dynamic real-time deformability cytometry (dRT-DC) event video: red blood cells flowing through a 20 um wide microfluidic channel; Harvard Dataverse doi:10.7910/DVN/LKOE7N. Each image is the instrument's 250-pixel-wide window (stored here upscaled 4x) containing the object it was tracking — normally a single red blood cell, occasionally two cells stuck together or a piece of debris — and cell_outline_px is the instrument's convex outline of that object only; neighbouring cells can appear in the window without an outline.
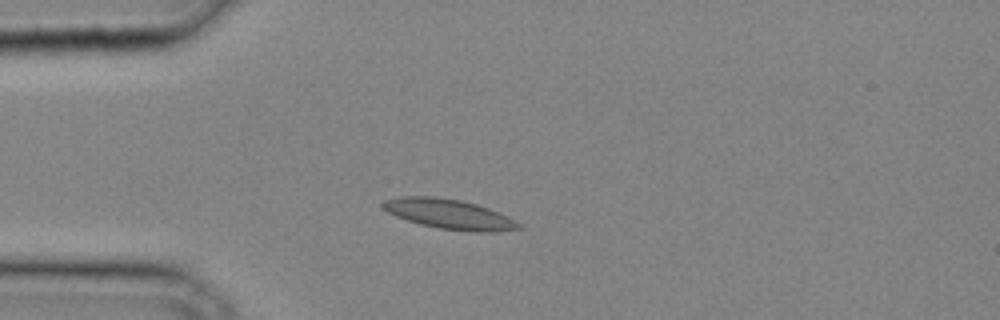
{"species": "common noctule bat (a hibernating species)", "species_latin": "Nyctalus noctula", "temperature_condition": "cold", "stored_images_in_passage": 33, "camera_frame_rate_fps": 3000, "um_per_image_px": 0.085, "animal": {"sex": "male", "body_mass_g": 20.4}, "frame": {"image": 1, "passage_image": 8, "time_ms": 2.333, "image_size_px": [1000, 320], "cell_outline_px": [[520, 228], [496, 232], [476, 232], [440, 228], [420, 224], [396, 216], [388, 212], [380, 204], [384, 200], [400, 196], [436, 196], [460, 200], [476, 204], [500, 212], [508, 216], [520, 224]], "centroid_in_image_um": [38.17, 18.19], "position_along_channel_um": 46.8, "area_um2": 23.52}}
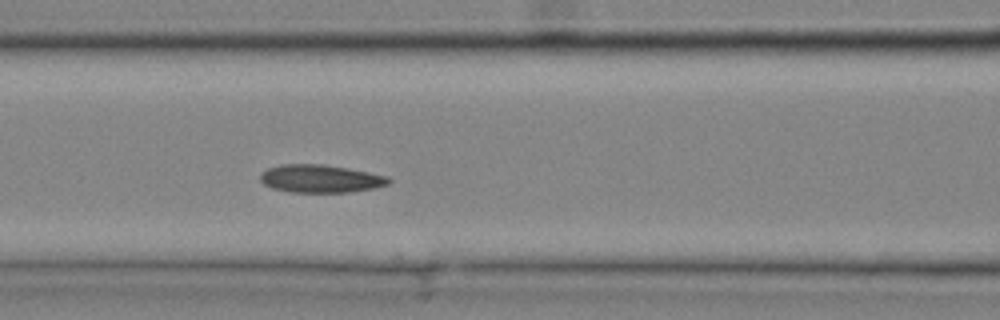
{"frame": {"image": 2, "passage_image": 14, "time_ms": 4.333, "image_size_px": [1000, 320], "cell_outline_px": [[392, 180], [388, 184], [372, 188], [348, 192], [292, 192], [272, 188], [264, 184], [260, 180], [260, 176], [268, 168], [280, 164], [324, 164], [348, 168], [388, 176]], "centroid_in_image_um": [27.24, 15.18], "position_along_channel_um": 139.4, "area_um2": 20.75}}
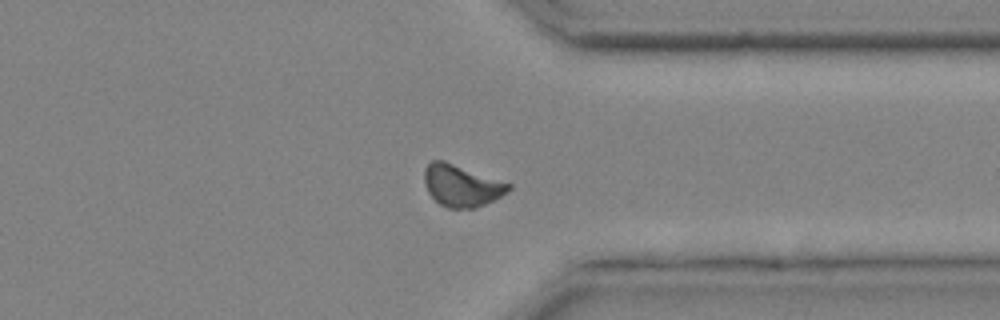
{"frame": {"image": 3, "passage_image": 27, "time_ms": 8.667, "image_size_px": [1000, 320], "cell_outline_px": [[512, 188], [508, 192], [476, 208], [448, 208], [440, 204], [428, 192], [424, 180], [424, 168], [432, 160], [444, 160], [512, 184]], "centroid_in_image_um": [39.23, 15.77], "position_along_channel_um": 372.2, "area_um2": 20.4}}